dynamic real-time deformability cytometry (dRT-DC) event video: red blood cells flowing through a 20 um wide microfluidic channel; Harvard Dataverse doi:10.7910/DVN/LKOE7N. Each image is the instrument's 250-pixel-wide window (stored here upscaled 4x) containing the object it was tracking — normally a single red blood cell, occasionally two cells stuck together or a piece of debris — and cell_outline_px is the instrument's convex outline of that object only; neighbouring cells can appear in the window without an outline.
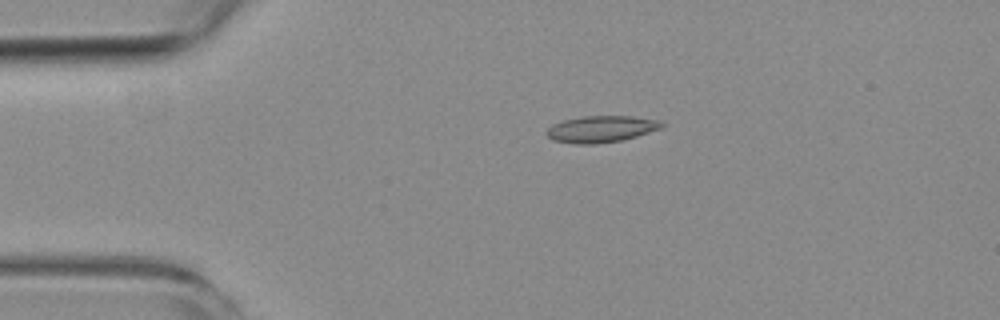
{"species": "common noctule bat (a hibernating species)", "species_latin": "Nyctalus noctula", "temperature_condition": "room temperature", "stored_images_in_passage": 3, "camera_frame_rate_fps": 3000, "um_per_image_px": 0.085, "animal": {"sex": "female", "body_mass_g": 19.3, "forearm_length_mm": 54.1}, "frame": {"image": 1, "passage_image": 2, "time_ms": 2.0, "image_size_px": [1000, 320], "cell_outline_px": [[664, 124], [660, 128], [624, 140], [596, 144], [572, 144], [552, 140], [544, 132], [552, 124], [564, 120], [580, 116], [628, 116], [660, 120]], "centroid_in_image_um": [51.04, 10.97], "position_along_channel_um": 34.0, "area_um2": 17.92}}